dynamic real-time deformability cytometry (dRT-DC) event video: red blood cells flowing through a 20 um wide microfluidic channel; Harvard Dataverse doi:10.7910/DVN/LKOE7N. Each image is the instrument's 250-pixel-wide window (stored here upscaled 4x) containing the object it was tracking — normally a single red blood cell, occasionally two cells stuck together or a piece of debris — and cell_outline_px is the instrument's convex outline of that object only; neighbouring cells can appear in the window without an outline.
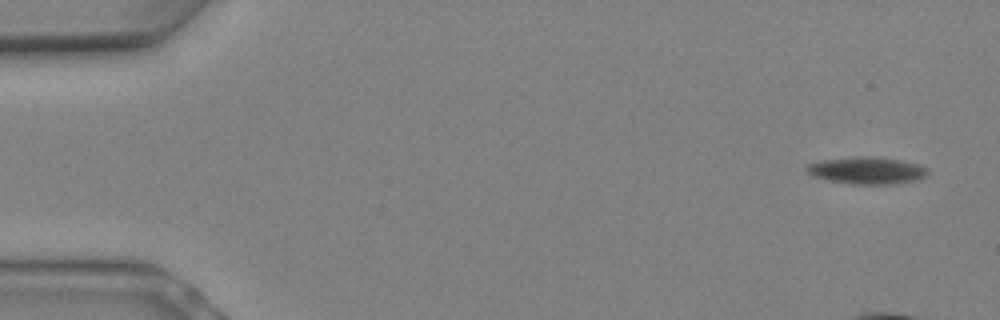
{"species": "Egyptian fruit bat (a non-hibernating species)", "species_latin": "Rousettus aegyptiacus", "temperature_condition": "warm", "stored_images_in_passage": 5, "camera_frame_rate_fps": 3000, "um_per_image_px": 0.085, "animal": {"sex": "female"}, "frame": {"image": 1, "passage_image": 1, "time_ms": 0.0, "image_size_px": [1000, 320], "cell_outline_px": [[928, 172], [924, 176], [916, 180], [896, 184], [852, 184], [828, 180], [812, 176], [804, 168], [808, 164], [820, 160], [852, 156], [872, 156], [904, 160], [928, 168]], "centroid_in_image_um": [73.66, 14.48], "position_along_channel_um": 11.3, "area_um2": 19.31}}